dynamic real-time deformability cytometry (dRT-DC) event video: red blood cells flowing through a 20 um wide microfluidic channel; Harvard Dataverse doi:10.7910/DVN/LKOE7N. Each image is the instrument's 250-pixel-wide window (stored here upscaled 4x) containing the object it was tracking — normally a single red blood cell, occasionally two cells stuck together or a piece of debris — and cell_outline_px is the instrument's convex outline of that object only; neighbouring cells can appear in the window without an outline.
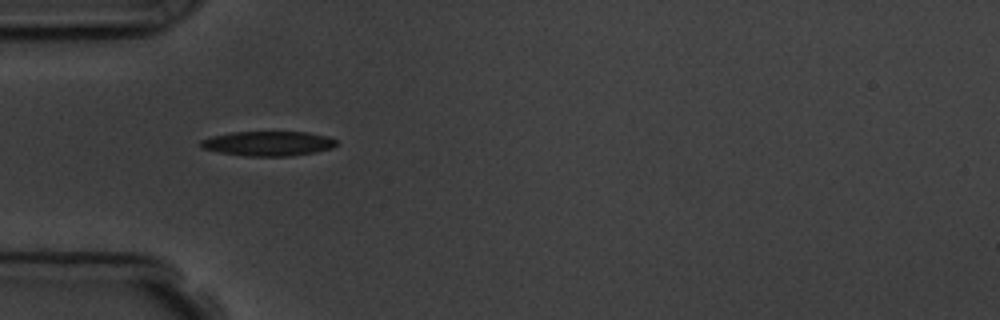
{"species": "common noctule bat (a hibernating species)", "species_latin": "Nyctalus noctula", "temperature_condition": "room temperature", "stored_images_in_passage": 2, "camera_frame_rate_fps": 3000, "um_per_image_px": 0.085, "animal": {"sex": "male", "body_mass_g": 19.5, "forearm_length_mm": 54.6}, "frame": {"image": 1, "passage_image": 1, "time_ms": 0.0, "image_size_px": [1000, 320], "cell_outline_px": [[336, 144], [332, 148], [316, 152], [288, 156], [248, 156], [220, 152], [200, 148], [200, 140], [212, 136], [232, 132], [308, 132], [328, 136], [336, 140]], "centroid_in_image_um": [22.79, 12.19], "position_along_channel_um": 62.2, "area_um2": 19.48}}